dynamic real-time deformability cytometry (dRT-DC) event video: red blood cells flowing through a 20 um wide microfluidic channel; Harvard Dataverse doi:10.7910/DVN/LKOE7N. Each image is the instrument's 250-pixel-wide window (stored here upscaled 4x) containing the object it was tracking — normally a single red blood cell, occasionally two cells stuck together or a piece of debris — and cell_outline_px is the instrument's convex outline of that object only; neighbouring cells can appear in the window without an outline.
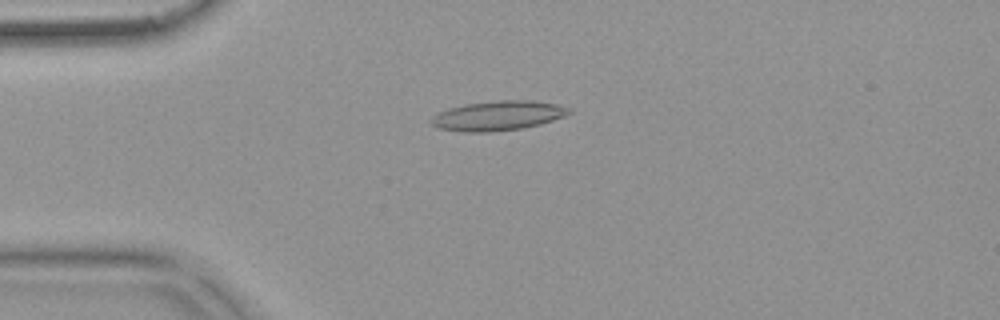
{"species": "common noctule bat (a hibernating species)", "species_latin": "Nyctalus noctula", "temperature_condition": "warm", "stored_images_in_passage": 53, "camera_frame_rate_fps": 3000, "um_per_image_px": 0.085, "animal": {"sex": "female", "body_mass_g": 18.4}, "frame": {"image": 1, "passage_image": 13, "time_ms": 4.0, "image_size_px": [1000, 320], "cell_outline_px": [[572, 112], [564, 116], [540, 124], [524, 128], [492, 132], [460, 132], [440, 128], [432, 124], [432, 116], [448, 108], [464, 104], [500, 100], [532, 100], [556, 104], [572, 108]], "centroid_in_image_um": [42.35, 9.83], "position_along_channel_um": 42.6, "area_um2": 23.81}}
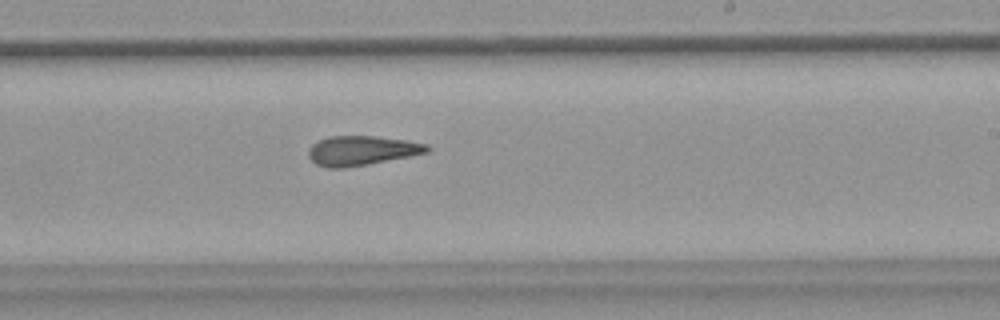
{"frame": {"image": 2, "passage_image": 32, "time_ms": 10.333, "image_size_px": [1000, 320], "cell_outline_px": [[432, 148], [428, 152], [368, 164], [344, 168], [324, 168], [316, 164], [308, 156], [308, 148], [316, 140], [328, 136], [376, 136], [404, 140], [428, 144]], "centroid_in_image_um": [30.69, 12.79], "position_along_channel_um": 258.3, "area_um2": 20.52}}
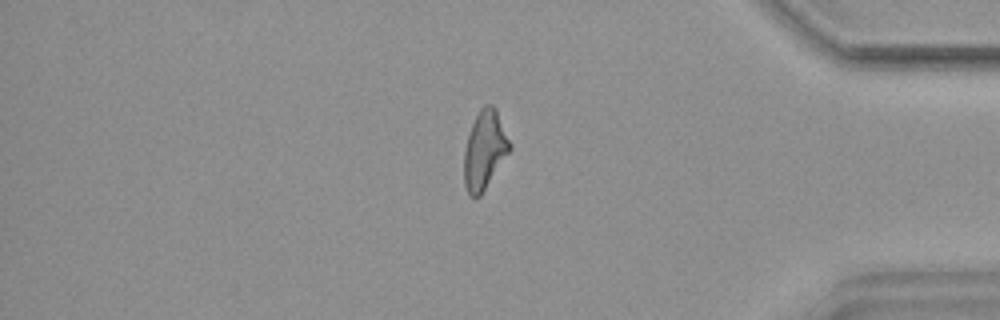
{"frame": {"image": 3, "passage_image": 45, "time_ms": 14.667, "image_size_px": [1000, 320], "cell_outline_px": [[512, 148], [480, 196], [472, 196], [468, 192], [464, 184], [464, 152], [468, 136], [472, 124], [480, 108], [484, 104], [492, 104], [496, 108], [512, 144]], "centroid_in_image_um": [41.21, 12.71], "position_along_channel_um": 394.0, "area_um2": 20.81}, "authors_computed_cell_mechanics": {"area_um2": 20.9814, "velocity_mm_per_s": 3.7617, "shape_relaxation_time_tau1_ms": null, "shape_relaxation_time_tau2_ms": 4.0307, "deformation_change_tau1": null, "deformation_change_tau2": 0.1585}}